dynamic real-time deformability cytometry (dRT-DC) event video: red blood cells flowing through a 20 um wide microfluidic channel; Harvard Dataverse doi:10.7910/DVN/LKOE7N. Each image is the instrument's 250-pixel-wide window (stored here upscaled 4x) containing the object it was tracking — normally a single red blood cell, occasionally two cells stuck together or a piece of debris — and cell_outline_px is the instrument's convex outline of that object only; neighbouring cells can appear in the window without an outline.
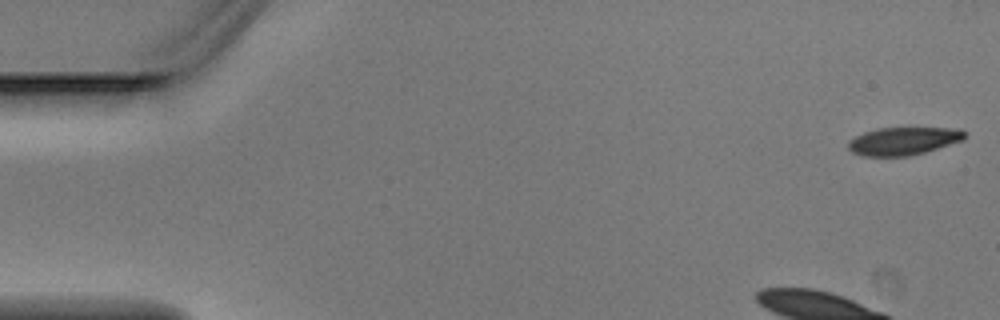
{"species": "Egyptian fruit bat (a non-hibernating species)", "species_latin": "Rousettus aegyptiacus", "temperature_condition": "warm", "stored_images_in_passage": 5, "camera_frame_rate_fps": 3000, "um_per_image_px": 0.085, "animal": {"sex": "male"}, "frame": {"image": 1, "passage_image": 1, "time_ms": 0.0, "image_size_px": [1000, 320], "cell_outline_px": [[964, 140], [924, 152], [908, 156], [864, 156], [852, 152], [848, 148], [848, 140], [864, 132], [876, 128], [960, 128], [964, 132]], "centroid_in_image_um": [76.76, 11.98], "position_along_channel_um": 8.2, "area_um2": 18.84}}
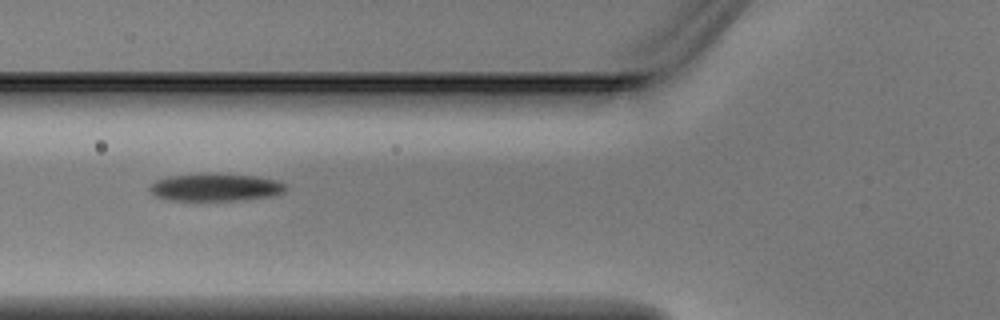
{"frame": {"image": 2, "passage_image": 5, "time_ms": 1.333, "image_size_px": [1000, 320], "cell_outline_px": [[288, 188], [284, 192], [272, 196], [240, 200], [164, 200], [156, 196], [148, 188], [156, 180], [168, 176], [252, 176], [276, 180], [284, 184]], "centroid_in_image_um": [18.32, 15.97], "position_along_channel_um": 107.5, "area_um2": 20.81}}